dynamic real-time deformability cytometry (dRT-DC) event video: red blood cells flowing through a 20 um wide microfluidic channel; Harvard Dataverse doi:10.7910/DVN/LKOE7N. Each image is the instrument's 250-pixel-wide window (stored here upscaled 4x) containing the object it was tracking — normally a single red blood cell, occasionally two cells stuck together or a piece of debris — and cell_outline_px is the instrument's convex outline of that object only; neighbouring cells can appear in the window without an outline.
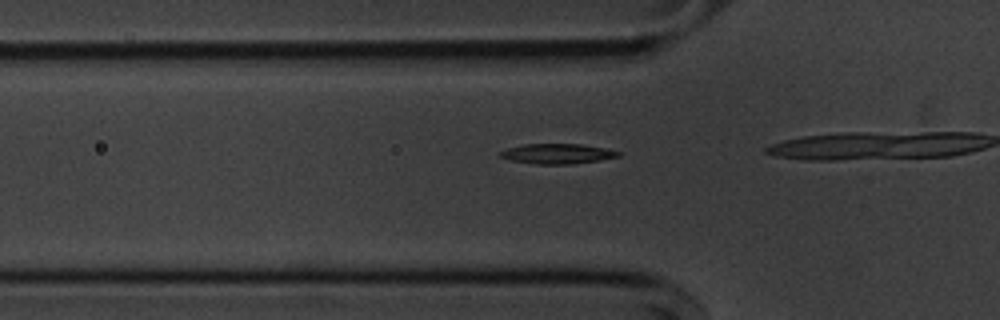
{"species": "common noctule bat (a hibernating species)", "species_latin": "Nyctalus noctula", "temperature_condition": "cold", "stored_images_in_passage": 6, "camera_frame_rate_fps": 3000, "um_per_image_px": 0.085, "animal": {"sex": "male", "body_mass_g": 20.1, "forearm_length_mm": 53.5}, "frame": {"image": 1, "passage_image": 2, "time_ms": 0.333, "image_size_px": [1000, 320], "cell_outline_px": [[624, 152], [620, 156], [600, 160], [572, 164], [536, 164], [512, 160], [500, 156], [500, 152], [508, 148], [524, 144], [580, 144], [604, 148]], "centroid_in_image_um": [47.44, 13.06], "position_along_channel_um": 78.4, "area_um2": 13.7}}
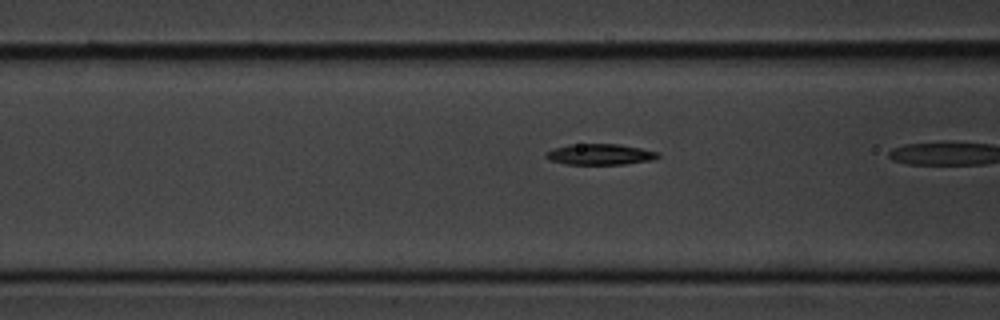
{"frame": {"image": 2, "passage_image": 5, "time_ms": 1.333, "image_size_px": [1000, 320], "cell_outline_px": [[660, 156], [652, 160], [624, 164], [564, 164], [548, 160], [544, 156], [544, 152], [568, 144], [620, 144], [660, 152]], "centroid_in_image_um": [50.98, 13.12], "position_along_channel_um": 115.6, "area_um2": 13.76}}